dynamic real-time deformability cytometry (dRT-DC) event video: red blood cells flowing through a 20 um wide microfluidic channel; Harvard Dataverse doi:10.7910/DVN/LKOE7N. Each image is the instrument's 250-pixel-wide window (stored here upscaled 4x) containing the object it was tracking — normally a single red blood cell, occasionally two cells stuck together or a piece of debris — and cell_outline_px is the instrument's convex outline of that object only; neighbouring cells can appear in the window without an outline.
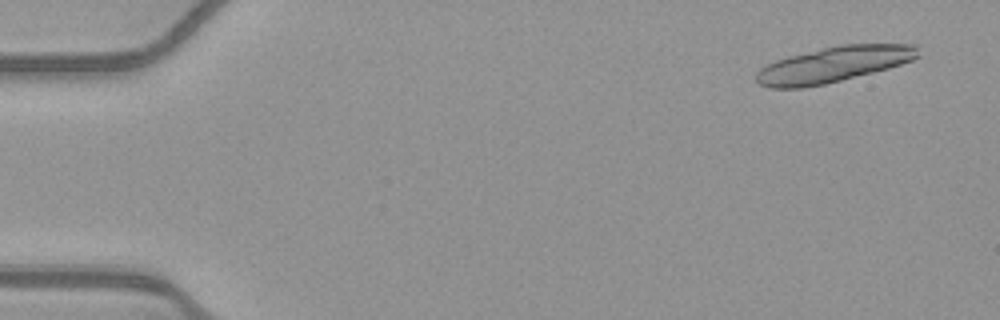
{"species": "common noctule bat (a hibernating species)", "species_latin": "Nyctalus noctula", "temperature_condition": "warm", "stored_images_in_passage": 20, "camera_frame_rate_fps": 3000, "um_per_image_px": 0.085, "animal": {"sex": "female", "body_mass_g": 21.9}, "frame": {"image": 1, "passage_image": 3, "time_ms": 0.667, "image_size_px": [1000, 320], "cell_outline_px": [[920, 56], [912, 60], [888, 68], [824, 84], [800, 88], [772, 88], [760, 84], [756, 80], [756, 72], [760, 68], [776, 60], [788, 56], [840, 44], [912, 44], [916, 48]], "centroid_in_image_um": [70.82, 5.47], "position_along_channel_um": 14.2, "area_um2": 33.18}}